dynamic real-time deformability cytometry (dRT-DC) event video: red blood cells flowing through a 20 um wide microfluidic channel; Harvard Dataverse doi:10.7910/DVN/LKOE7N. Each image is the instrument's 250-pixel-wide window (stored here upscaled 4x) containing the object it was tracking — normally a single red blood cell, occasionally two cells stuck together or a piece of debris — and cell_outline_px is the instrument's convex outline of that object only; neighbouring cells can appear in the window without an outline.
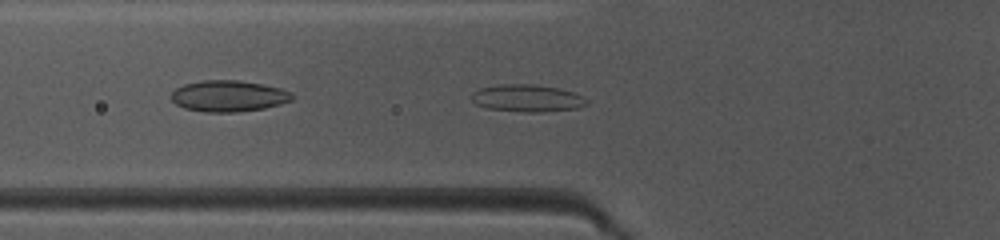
{"species": "common noctule bat (a hibernating species)", "species_latin": "Nyctalus noctula", "temperature_condition": "warm", "stored_images_in_passage": 34, "segment_of_instrument_passage": [1, 2], "camera_frame_rate_fps": 3000, "um_per_image_px": 0.085, "animal": {"sex": "female", "body_mass_g": 10.0, "forearm_length_mm": 53.1}, "frame": {"image": 1, "passage_image": 3, "time_ms": 0.667, "image_size_px": [1000, 240], "cell_outline_px": [[588, 104], [580, 108], [540, 112], [528, 112], [488, 108], [476, 104], [472, 100], [472, 92], [480, 88], [500, 84], [536, 84], [560, 88], [576, 92], [588, 100]], "centroid_in_image_um": [44.87, 8.33], "position_along_channel_um": 80.9, "area_um2": 18.44}}
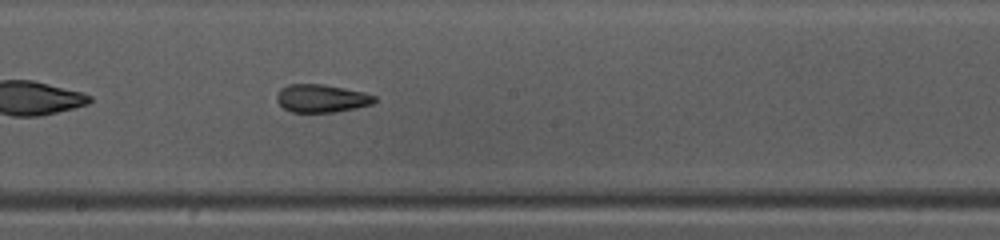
{"frame": {"image": 2, "passage_image": 13, "time_ms": 4.0, "image_size_px": [1000, 240], "cell_outline_px": [[376, 100], [372, 104], [356, 108], [336, 112], [292, 112], [284, 108], [276, 100], [276, 96], [280, 88], [288, 84], [324, 84], [364, 92], [376, 96]], "centroid_in_image_um": [27.33, 8.36], "position_along_channel_um": 220.9, "area_um2": 16.01}}
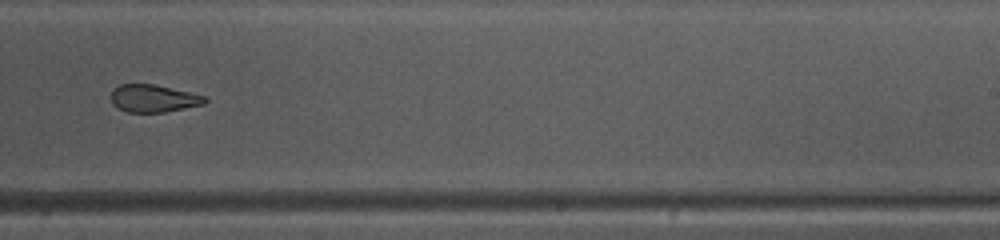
{"frame": {"image": 3, "passage_image": 17, "time_ms": 5.333, "image_size_px": [1000, 240], "cell_outline_px": [[208, 100], [204, 104], [164, 112], [128, 112], [112, 104], [112, 88], [120, 84], [152, 84], [208, 96]], "centroid_in_image_um": [13.06, 8.36], "position_along_channel_um": 275.9, "area_um2": 14.97}}